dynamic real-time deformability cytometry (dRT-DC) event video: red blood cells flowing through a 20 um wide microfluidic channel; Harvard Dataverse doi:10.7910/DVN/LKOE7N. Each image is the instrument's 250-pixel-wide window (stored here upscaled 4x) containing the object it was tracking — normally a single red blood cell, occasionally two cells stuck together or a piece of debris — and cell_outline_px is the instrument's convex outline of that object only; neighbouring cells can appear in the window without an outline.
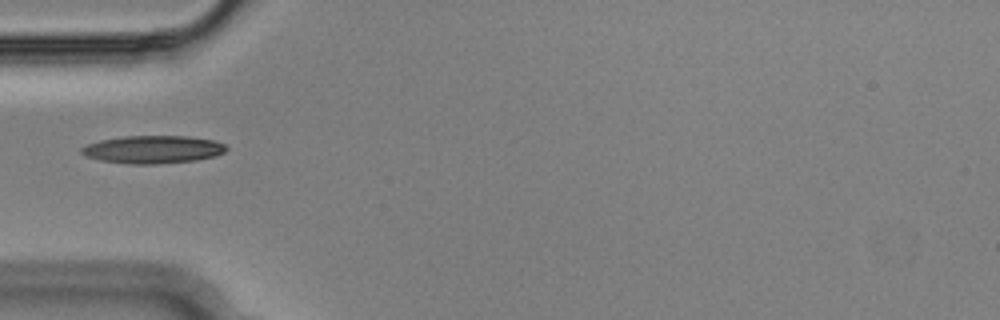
{"species": "Egyptian fruit bat (a non-hibernating species)", "species_latin": "Rousettus aegyptiacus", "temperature_condition": "cold", "stored_images_in_passage": 34, "camera_frame_rate_fps": 3000, "um_per_image_px": 0.085, "animal": {"sex": "male"}, "frame": {"image": 1, "passage_image": 1, "time_ms": 0.0, "image_size_px": [1000, 320], "cell_outline_px": [[228, 148], [224, 152], [216, 156], [196, 160], [156, 164], [132, 164], [100, 160], [84, 156], [80, 152], [80, 148], [88, 144], [100, 140], [124, 136], [188, 136], [212, 140], [224, 144]], "centroid_in_image_um": [12.98, 12.7], "position_along_channel_um": 72.0, "area_um2": 23.47}}
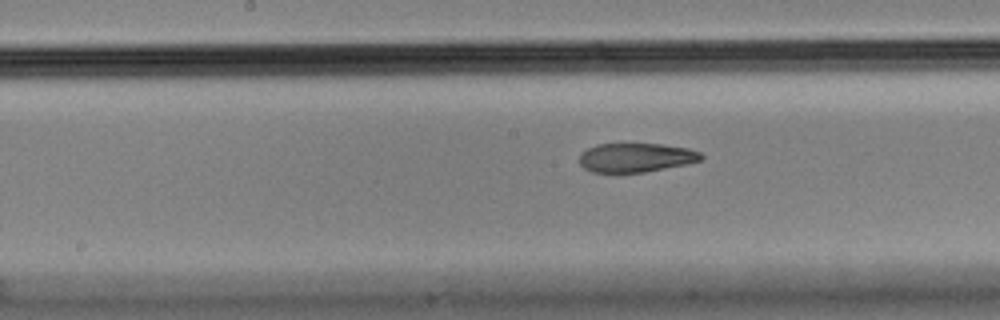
{"frame": {"image": 2, "passage_image": 11, "time_ms": 3.333, "image_size_px": [1000, 320], "cell_outline_px": [[704, 156], [700, 160], [688, 164], [644, 172], [592, 172], [584, 168], [580, 164], [580, 152], [596, 144], [660, 144], [688, 148], [700, 152]], "centroid_in_image_um": [54.05, 13.39], "position_along_channel_um": 194.2, "area_um2": 20.58}}
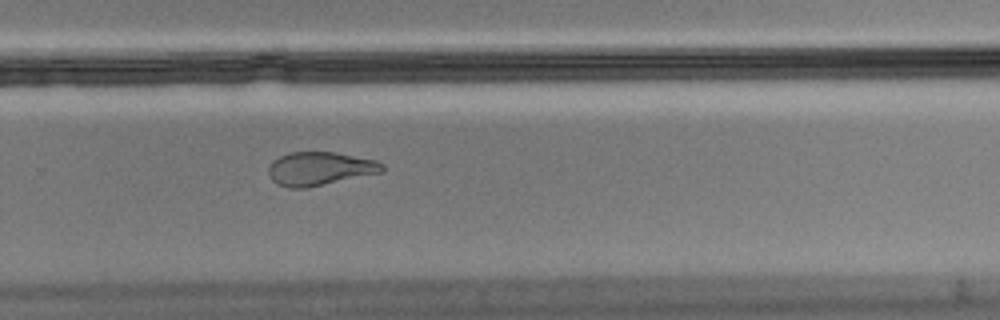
{"frame": {"image": 3, "passage_image": 20, "time_ms": 6.333, "image_size_px": [1000, 320], "cell_outline_px": [[384, 172], [308, 188], [288, 188], [276, 184], [272, 180], [268, 172], [268, 168], [272, 160], [288, 152], [336, 152], [376, 160], [384, 164]], "centroid_in_image_um": [27.19, 14.34], "position_along_channel_um": 302.6, "area_um2": 22.54}}